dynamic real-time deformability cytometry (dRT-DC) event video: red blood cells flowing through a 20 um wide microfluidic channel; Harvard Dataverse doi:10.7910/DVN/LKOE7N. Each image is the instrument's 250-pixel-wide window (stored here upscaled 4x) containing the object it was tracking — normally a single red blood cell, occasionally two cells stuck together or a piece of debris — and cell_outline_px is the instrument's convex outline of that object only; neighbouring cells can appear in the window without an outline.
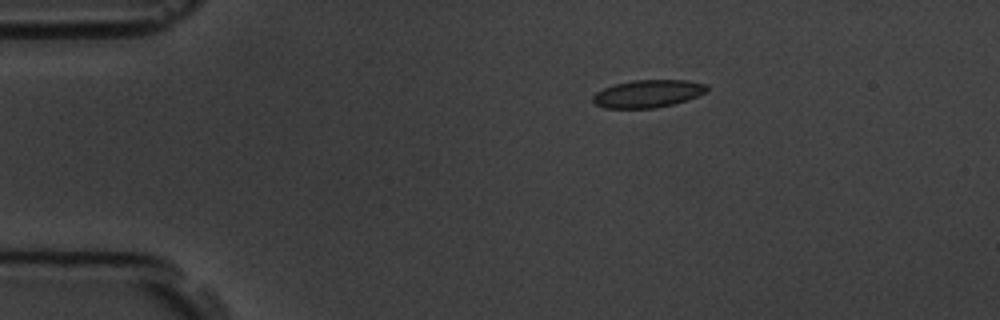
{"species": "common noctule bat (a hibernating species)", "species_latin": "Nyctalus noctula", "temperature_condition": "room temperature", "stored_images_in_passage": 4, "camera_frame_rate_fps": 3000, "um_per_image_px": 0.085, "animal": {"sex": "male", "body_mass_g": 19.5, "forearm_length_mm": 54.6}, "frame": {"image": 1, "passage_image": 2, "time_ms": 2.0, "image_size_px": [1000, 320], "cell_outline_px": [[708, 92], [688, 100], [656, 108], [604, 108], [596, 104], [592, 100], [592, 96], [596, 92], [604, 88], [616, 84], [632, 80], [688, 80], [708, 84]], "centroid_in_image_um": [55.11, 7.96], "position_along_channel_um": 29.9, "area_um2": 18.5}}